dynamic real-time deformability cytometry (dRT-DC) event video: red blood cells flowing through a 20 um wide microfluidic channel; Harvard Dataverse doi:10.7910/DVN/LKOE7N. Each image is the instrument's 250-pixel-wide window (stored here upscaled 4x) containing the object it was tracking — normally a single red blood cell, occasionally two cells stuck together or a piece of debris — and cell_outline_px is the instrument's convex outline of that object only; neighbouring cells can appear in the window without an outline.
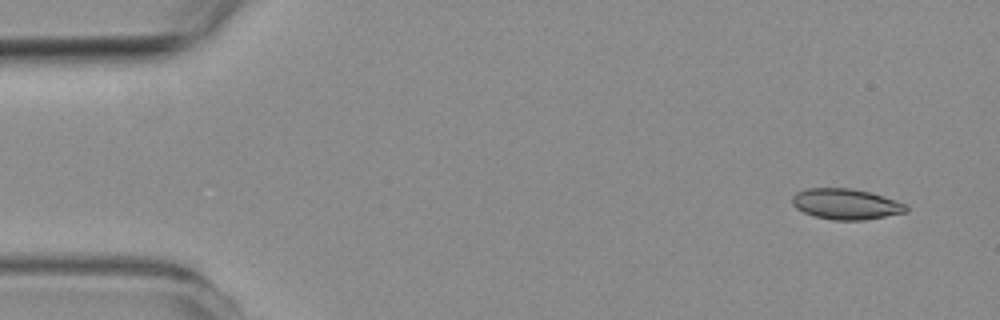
{"species": "common noctule bat (a hibernating species)", "species_latin": "Nyctalus noctula", "temperature_condition": "room temperature", "stored_images_in_passage": 5, "camera_frame_rate_fps": 3000, "um_per_image_px": 0.085, "animal": {"sex": "female", "body_mass_g": 19.3, "forearm_length_mm": 54.1}, "frame": {"image": 1, "passage_image": 1, "time_ms": 0.0, "image_size_px": [1000, 320], "cell_outline_px": [[908, 212], [864, 220], [832, 220], [816, 216], [804, 212], [796, 208], [792, 204], [792, 196], [796, 192], [808, 188], [852, 188], [872, 192], [908, 204]], "centroid_in_image_um": [71.94, 17.34], "position_along_channel_um": 13.1, "area_um2": 20.58}}
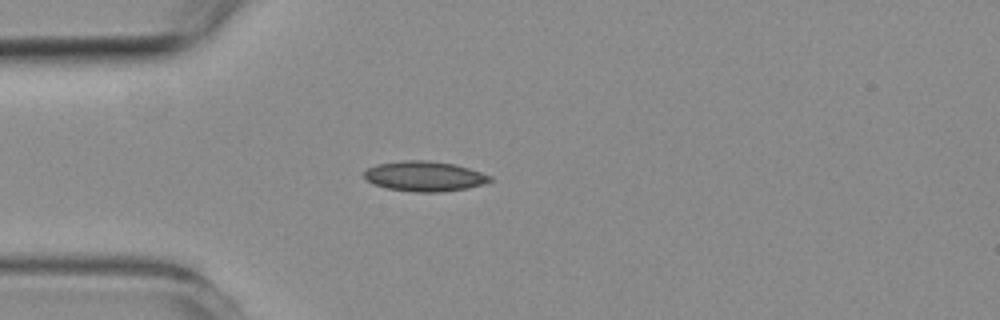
{"frame": {"image": 2, "passage_image": 4, "time_ms": 3.667, "image_size_px": [1000, 320], "cell_outline_px": [[492, 180], [484, 184], [468, 188], [444, 192], [412, 192], [388, 188], [372, 184], [364, 176], [364, 172], [368, 168], [376, 164], [400, 160], [428, 160], [456, 164], [492, 176]], "centroid_in_image_um": [36.09, 14.98], "position_along_channel_um": 48.9, "area_um2": 22.25}}